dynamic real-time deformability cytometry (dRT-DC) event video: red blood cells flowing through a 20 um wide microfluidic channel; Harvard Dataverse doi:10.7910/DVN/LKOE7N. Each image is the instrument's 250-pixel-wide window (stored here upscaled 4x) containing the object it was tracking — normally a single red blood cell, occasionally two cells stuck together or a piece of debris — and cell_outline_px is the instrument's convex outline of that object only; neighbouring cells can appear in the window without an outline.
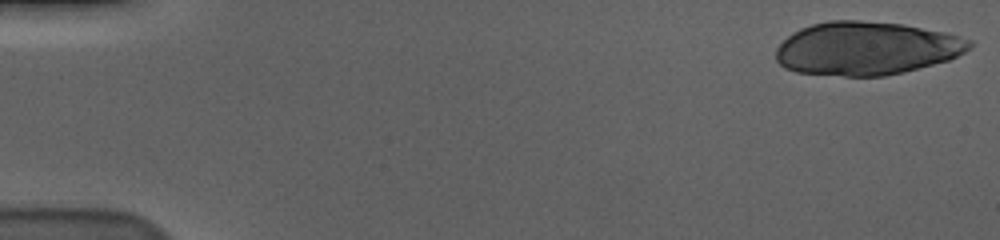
{"species": "human", "species_latin": "Homo sapiens", "temperature_condition": "cold", "stored_images_in_passage": 56, "camera_frame_rate_fps": 3000, "um_per_image_px": 0.085, "donor": {"sex": "male"}, "frame": {"image": 1, "passage_image": 1, "time_ms": 0.0, "image_size_px": [1000, 240], "cell_outline_px": [[972, 48], [948, 60], [904, 72], [884, 76], [844, 76], [796, 72], [784, 68], [776, 60], [776, 48], [792, 32], [800, 28], [812, 24], [828, 20], [856, 20], [904, 24], [944, 32], [960, 36], [972, 40]], "centroid_in_image_um": [73.63, 4.11], "position_along_channel_um": 11.4, "area_um2": 60.29}}
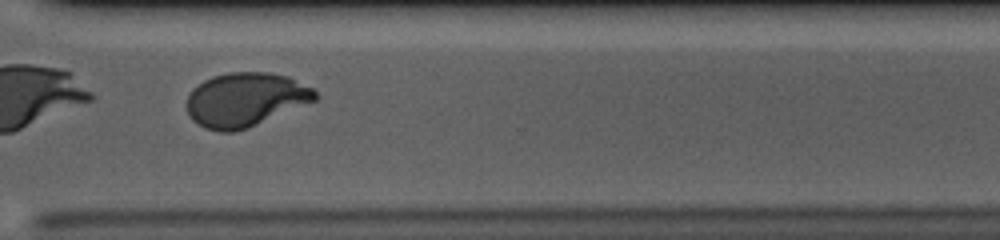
{"frame": {"image": 2, "passage_image": 43, "time_ms": 14.0, "image_size_px": [1000, 240], "cell_outline_px": [[320, 96], [316, 100], [248, 128], [232, 132], [220, 132], [204, 128], [192, 120], [188, 116], [184, 104], [192, 88], [204, 80], [212, 76], [232, 72], [268, 72], [288, 76], [312, 88]], "centroid_in_image_um": [20.82, 8.47], "position_along_channel_um": 349.8, "area_um2": 40.69}, "authors_computed_cell_mechanics": {"area_um2": 41.3559, "velocity_mm_per_s": 3.5809, "shape_relaxation_time_tau1_ms": 5.217, "shape_relaxation_time_tau2_ms": null, "deformation_change_tau1": 0.2126, "deformation_change_tau2": null}}